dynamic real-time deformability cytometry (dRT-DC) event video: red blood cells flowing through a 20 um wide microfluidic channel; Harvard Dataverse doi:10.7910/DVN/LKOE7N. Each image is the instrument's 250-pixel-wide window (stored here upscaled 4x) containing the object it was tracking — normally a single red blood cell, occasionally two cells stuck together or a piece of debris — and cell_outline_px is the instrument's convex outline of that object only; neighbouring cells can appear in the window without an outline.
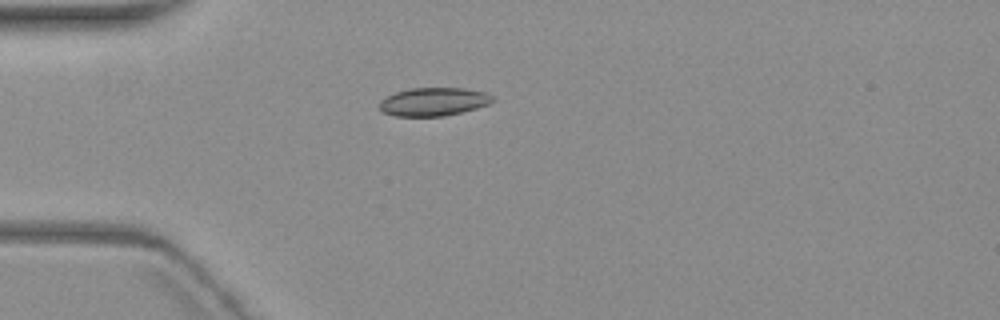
{"species": "common noctule bat (a hibernating species)", "species_latin": "Nyctalus noctula", "temperature_condition": "warm", "stored_images_in_passage": 4, "camera_frame_rate_fps": 3000, "um_per_image_px": 0.085, "animal": {"sex": "female", "body_mass_g": 19.3, "forearm_length_mm": 54.1}, "frame": {"image": 1, "passage_image": 4, "time_ms": 4.667, "image_size_px": [1000, 320], "cell_outline_px": [[496, 100], [488, 104], [476, 108], [444, 116], [396, 116], [384, 112], [380, 108], [380, 100], [396, 92], [412, 88], [464, 88], [488, 92]], "centroid_in_image_um": [36.9, 8.64], "position_along_channel_um": 48.1, "area_um2": 18.55}}